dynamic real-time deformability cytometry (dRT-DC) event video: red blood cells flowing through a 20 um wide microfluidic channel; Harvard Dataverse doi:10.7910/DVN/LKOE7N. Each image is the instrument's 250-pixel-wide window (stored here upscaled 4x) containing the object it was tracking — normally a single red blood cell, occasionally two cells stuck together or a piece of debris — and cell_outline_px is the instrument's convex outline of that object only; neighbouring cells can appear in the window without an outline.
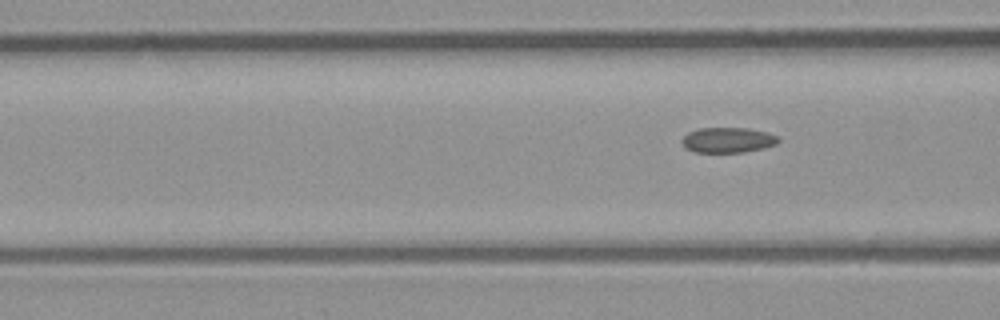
{"species": "common noctule bat (a hibernating species)", "species_latin": "Nyctalus noctula", "temperature_condition": "room temperature", "stored_images_in_passage": 4, "camera_frame_rate_fps": 3000, "um_per_image_px": 0.085, "animal": {"sex": "male", "body_mass_g": 23.1, "forearm_length_mm": 52.7}, "frame": {"image": 1, "passage_image": 4, "time_ms": 1.0, "image_size_px": [1000, 320], "cell_outline_px": [[780, 140], [776, 144], [764, 148], [744, 152], [696, 152], [684, 148], [680, 140], [688, 132], [700, 128], [748, 128], [768, 132], [776, 136]], "centroid_in_image_um": [61.85, 11.9], "position_along_channel_um": 104.8, "area_um2": 14.28}}